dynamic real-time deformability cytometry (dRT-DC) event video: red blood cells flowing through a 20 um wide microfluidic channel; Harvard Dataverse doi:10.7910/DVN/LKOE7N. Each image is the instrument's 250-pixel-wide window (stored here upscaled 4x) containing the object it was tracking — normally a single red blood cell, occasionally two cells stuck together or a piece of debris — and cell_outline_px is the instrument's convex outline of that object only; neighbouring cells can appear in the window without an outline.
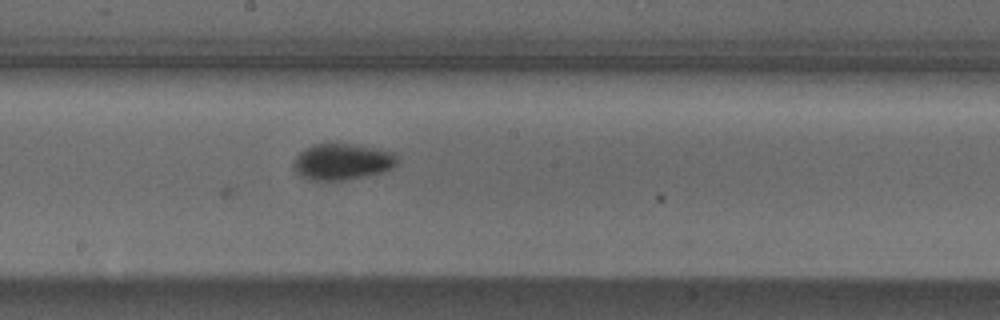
{"species": "Egyptian fruit bat (a non-hibernating species)", "species_latin": "Rousettus aegyptiacus", "temperature_condition": "cold", "stored_images_in_passage": 39, "camera_frame_rate_fps": 3000, "um_per_image_px": 0.085, "animal": {"sex": "male"}, "frame": {"image": 1, "passage_image": 21, "time_ms": 6.667, "image_size_px": [1000, 320], "cell_outline_px": [[396, 164], [392, 168], [380, 172], [344, 180], [308, 180], [300, 176], [292, 168], [292, 164], [296, 156], [300, 152], [312, 144], [336, 140], [396, 152]], "centroid_in_image_um": [29.03, 13.69], "position_along_channel_um": 219.2, "area_um2": 22.54}}
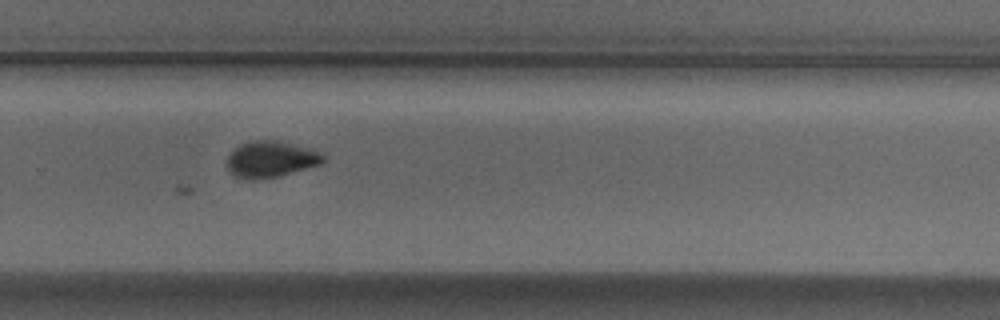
{"frame": {"image": 2, "passage_image": 28, "time_ms": 9.0, "image_size_px": [1000, 320], "cell_outline_px": [[324, 160], [320, 164], [276, 176], [252, 180], [248, 180], [236, 176], [228, 172], [224, 164], [228, 156], [240, 144], [248, 140], [276, 140], [292, 144], [316, 152], [324, 156]], "centroid_in_image_um": [22.89, 13.54], "position_along_channel_um": 306.9, "area_um2": 20.0}}
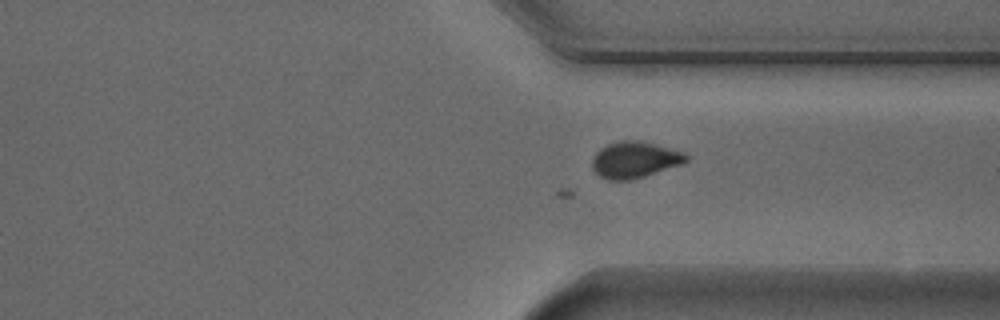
{"frame": {"image": 3, "passage_image": 32, "time_ms": 10.333, "image_size_px": [1000, 320], "cell_outline_px": [[688, 160], [684, 164], [644, 176], [628, 180], [608, 180], [600, 176], [592, 168], [592, 160], [596, 152], [600, 148], [608, 144], [620, 140], [636, 140], [656, 144], [684, 152], [688, 156]], "centroid_in_image_um": [53.96, 13.57], "position_along_channel_um": 357.4, "area_um2": 19.94}}